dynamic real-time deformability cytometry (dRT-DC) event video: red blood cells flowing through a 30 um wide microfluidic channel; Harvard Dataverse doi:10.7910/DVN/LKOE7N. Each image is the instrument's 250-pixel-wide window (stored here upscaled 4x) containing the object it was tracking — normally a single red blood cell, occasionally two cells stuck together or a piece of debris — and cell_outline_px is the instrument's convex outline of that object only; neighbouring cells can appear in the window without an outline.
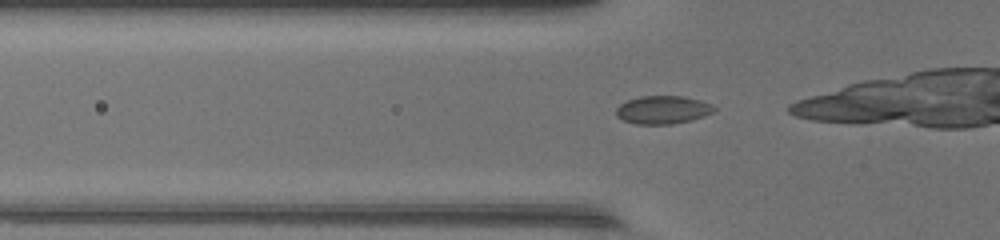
{"species": "common noctule bat (a hibernating species)", "species_latin": "Nyctalus noctula", "temperature_condition": "warm", "stored_images_in_passage": 24, "camera_frame_rate_fps": 3000, "um_per_image_px": 0.085, "animal": {"sex": "female", "body_mass_g": 17.0, "forearm_length_mm": 48.0}, "frame": {"image": 1, "passage_image": 2, "time_ms": 0.333, "image_size_px": [1000, 240], "cell_outline_px": [[716, 108], [712, 112], [704, 116], [692, 120], [672, 124], [636, 124], [624, 120], [616, 116], [616, 108], [620, 104], [628, 100], [640, 96], [684, 96], [700, 100], [712, 104]], "centroid_in_image_um": [56.34, 9.33], "position_along_channel_um": 69.5, "area_um2": 16.07}}
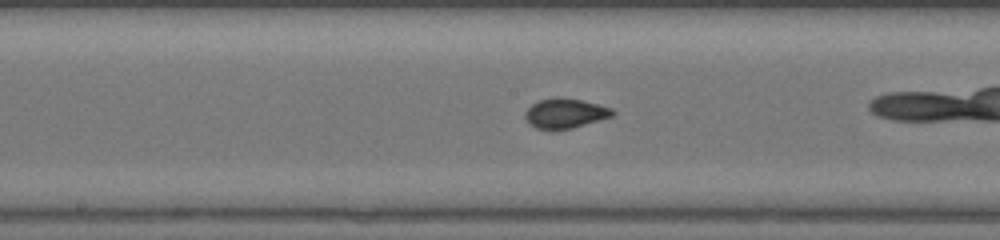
{"frame": {"image": 2, "passage_image": 11, "time_ms": 3.333, "image_size_px": [1000, 240], "cell_outline_px": [[616, 112], [612, 116], [572, 128], [536, 128], [528, 124], [524, 116], [524, 112], [532, 104], [540, 100], [556, 96], [560, 96], [580, 100], [612, 108]], "centroid_in_image_um": [48.01, 9.61], "position_along_channel_um": 200.2, "area_um2": 14.97}}
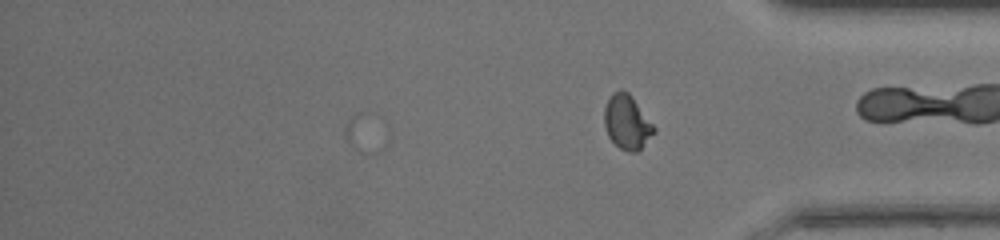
{"frame": {"image": 3, "passage_image": 24, "time_ms": 7.667, "image_size_px": [1000, 240], "cell_outline_px": [[656, 132], [636, 152], [628, 152], [620, 148], [608, 136], [604, 124], [604, 108], [612, 92], [620, 88], [628, 92], [632, 96], [656, 128]], "centroid_in_image_um": [53.29, 10.36], "position_along_channel_um": 381.9, "area_um2": 15.72}, "authors_computed_cell_mechanics": {"area_um2": 14.9413, "velocity_mm_per_s": 4.3425, "shape_relaxation_time_tau1_ms": 6.1098, "shape_relaxation_time_tau2_ms": null, "deformation_change_tau1": 0.1589, "deformation_change_tau2": null}}